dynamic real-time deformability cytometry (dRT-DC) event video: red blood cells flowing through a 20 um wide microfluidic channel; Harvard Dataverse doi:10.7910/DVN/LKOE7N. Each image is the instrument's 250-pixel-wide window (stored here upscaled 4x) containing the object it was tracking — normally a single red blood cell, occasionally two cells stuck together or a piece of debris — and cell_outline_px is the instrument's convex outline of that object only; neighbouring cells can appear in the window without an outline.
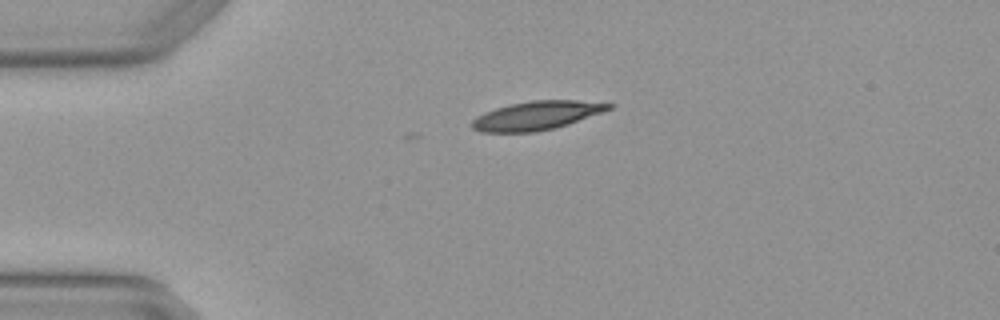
{"species": "Egyptian fruit bat (a non-hibernating species)", "species_latin": "Rousettus aegyptiacus", "temperature_condition": "warm", "stored_images_in_passage": 4, "camera_frame_rate_fps": 3000, "um_per_image_px": 0.085, "animal": {"sex": "female"}, "frame": {"image": 1, "passage_image": 1, "time_ms": 0.0, "image_size_px": [1000, 320], "cell_outline_px": [[616, 104], [612, 108], [568, 124], [556, 128], [536, 132], [480, 132], [472, 128], [472, 120], [476, 116], [484, 112], [508, 104], [532, 100], [576, 100]], "centroid_in_image_um": [45.59, 9.82], "position_along_channel_um": 39.4, "area_um2": 22.89}}
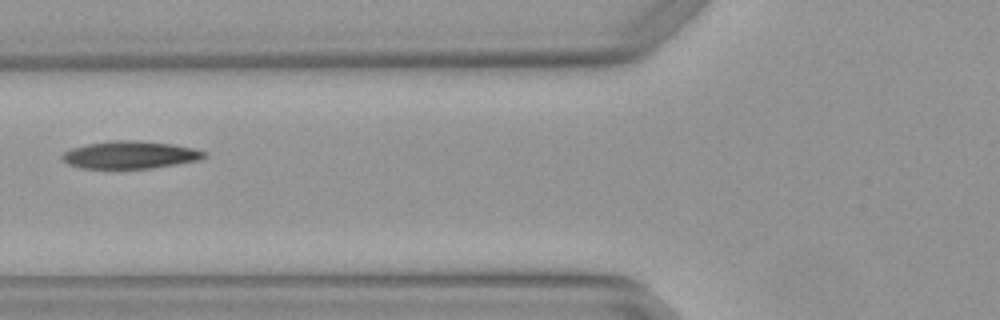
{"frame": {"image": 2, "passage_image": 3, "time_ms": 0.667, "image_size_px": [1000, 320], "cell_outline_px": [[208, 156], [200, 160], [152, 168], [80, 168], [68, 164], [60, 156], [64, 152], [72, 148], [88, 144], [112, 140], [132, 140], [172, 144], [192, 148], [204, 152]], "centroid_in_image_um": [11.05, 13.16], "position_along_channel_um": 114.7, "area_um2": 22.6}}